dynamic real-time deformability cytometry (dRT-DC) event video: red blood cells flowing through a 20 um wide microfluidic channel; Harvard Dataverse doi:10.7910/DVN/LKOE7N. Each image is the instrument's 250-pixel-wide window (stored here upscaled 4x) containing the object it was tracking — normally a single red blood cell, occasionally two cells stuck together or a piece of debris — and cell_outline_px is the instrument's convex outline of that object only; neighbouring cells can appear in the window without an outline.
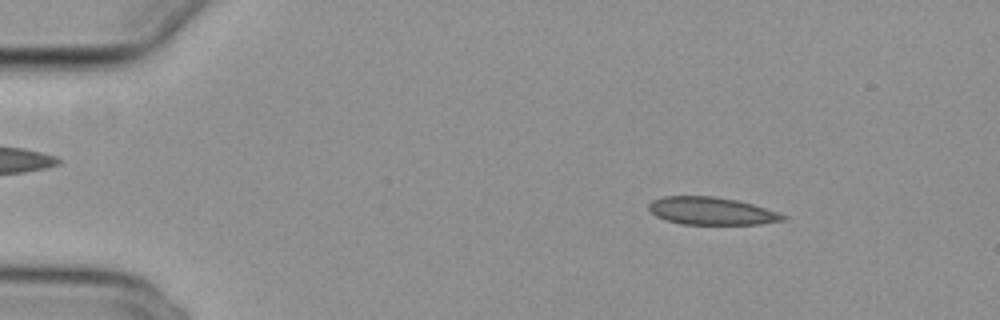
{"species": "common noctule bat (a hibernating species)", "species_latin": "Nyctalus noctula", "temperature_condition": "cold", "stored_images_in_passage": 49, "camera_frame_rate_fps": 3000, "um_per_image_px": 0.085, "animal": {"sex": "female", "body_mass_g": 29.2, "forearm_length_mm": 56.3}, "frame": {"image": 1, "passage_image": 3, "time_ms": 0.667, "image_size_px": [1000, 320], "cell_outline_px": [[788, 220], [760, 224], [680, 224], [664, 220], [656, 216], [648, 208], [648, 204], [652, 200], [664, 196], [712, 196], [736, 200], [752, 204], [788, 216]], "centroid_in_image_um": [60.46, 17.94], "position_along_channel_um": 24.5, "area_um2": 21.62}}
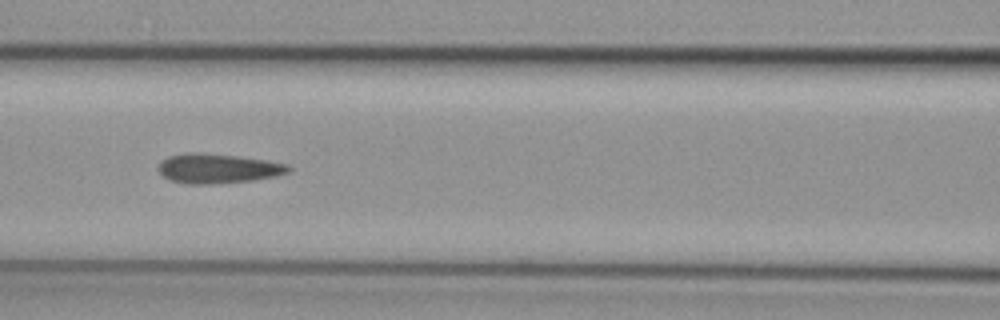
{"frame": {"image": 2, "passage_image": 19, "time_ms": 6.0, "image_size_px": [1000, 320], "cell_outline_px": [[292, 168], [288, 172], [276, 176], [252, 180], [208, 184], [184, 184], [168, 180], [156, 168], [160, 160], [168, 156], [184, 152], [200, 152], [236, 156], [268, 160], [288, 164]], "centroid_in_image_um": [18.46, 14.31], "position_along_channel_um": 148.1, "area_um2": 22.72}}
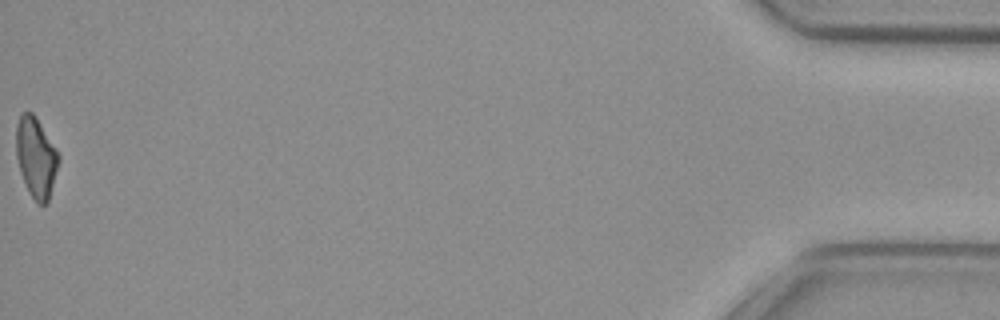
{"frame": {"image": 3, "passage_image": 49, "time_ms": 16.0, "image_size_px": [1000, 320], "cell_outline_px": [[60, 160], [48, 200], [44, 204], [36, 204], [28, 192], [20, 172], [16, 156], [16, 124], [20, 112], [32, 112], [36, 116], [56, 148], [60, 156]], "centroid_in_image_um": [3.05, 13.36], "position_along_channel_um": 432.2, "area_um2": 20.06}, "authors_computed_cell_mechanics": {"area_um2": 21.8484, "velocity_mm_per_s": 3.8447, "shape_relaxation_time_tau1_ms": null, "shape_relaxation_time_tau2_ms": 3.6572, "deformation_change_tau1": null, "deformation_change_tau2": 0.0841}}